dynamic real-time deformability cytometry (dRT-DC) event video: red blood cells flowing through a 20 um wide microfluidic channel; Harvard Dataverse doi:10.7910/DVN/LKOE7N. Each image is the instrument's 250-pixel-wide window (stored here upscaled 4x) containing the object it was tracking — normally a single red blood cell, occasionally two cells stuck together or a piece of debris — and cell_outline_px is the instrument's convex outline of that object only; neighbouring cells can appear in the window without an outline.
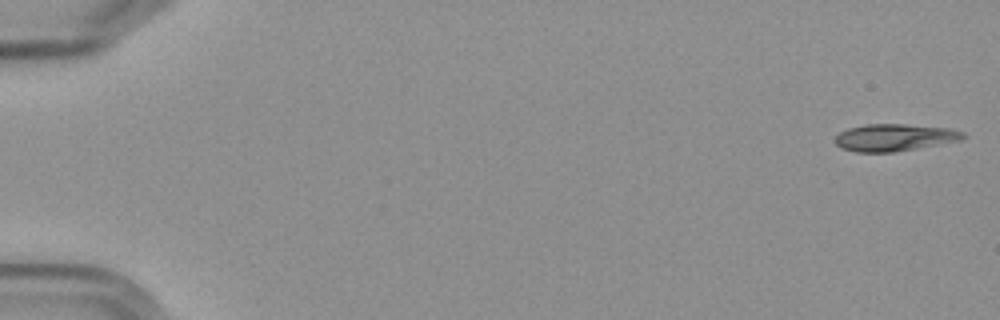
{"species": "Egyptian fruit bat (a non-hibernating species)", "species_latin": "Rousettus aegyptiacus", "temperature_condition": "cold", "stored_images_in_passage": 7, "camera_frame_rate_fps": 3000, "um_per_image_px": 0.085, "frame": {"image": 1, "passage_image": 1, "time_ms": 0.0, "image_size_px": [1000, 320], "cell_outline_px": [[968, 136], [960, 140], [896, 152], [856, 152], [840, 148], [836, 144], [836, 136], [840, 132], [848, 128], [864, 124], [904, 124], [948, 128], [964, 132]], "centroid_in_image_um": [76.02, 11.68], "position_along_channel_um": 9.0, "area_um2": 20.23}}
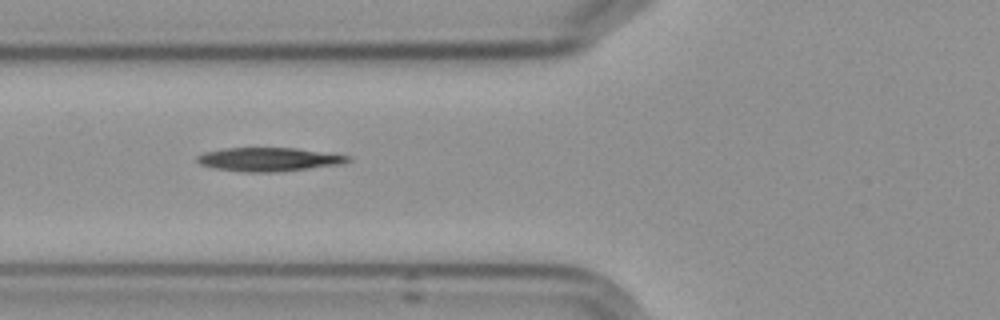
{"frame": {"image": 2, "passage_image": 6, "time_ms": 7.0, "image_size_px": [1000, 320], "cell_outline_px": [[352, 160], [344, 164], [276, 172], [244, 172], [216, 168], [200, 164], [196, 160], [196, 156], [204, 152], [224, 148], [296, 148], [352, 156]], "centroid_in_image_um": [22.88, 13.54], "position_along_channel_um": 102.9, "area_um2": 20.87}}
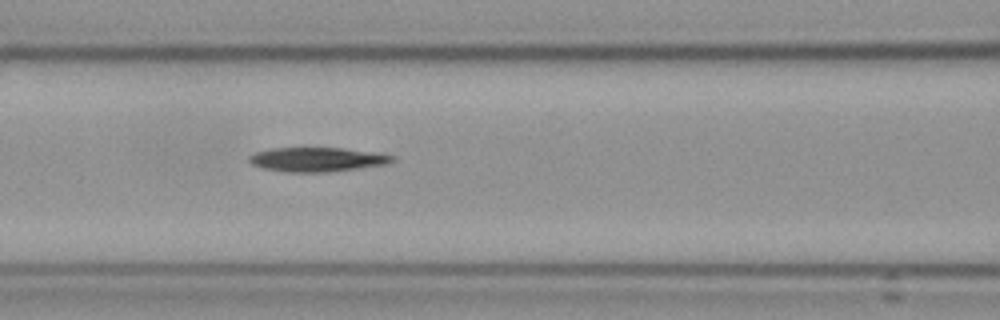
{"frame": {"image": 3, "passage_image": 7, "time_ms": 8.0, "image_size_px": [1000, 320], "cell_outline_px": [[396, 160], [384, 164], [328, 172], [288, 172], [264, 168], [252, 164], [248, 160], [248, 156], [256, 152], [272, 148], [344, 148], [380, 152], [396, 156]], "centroid_in_image_um": [26.99, 13.54], "position_along_channel_um": 139.6, "area_um2": 20.23}}